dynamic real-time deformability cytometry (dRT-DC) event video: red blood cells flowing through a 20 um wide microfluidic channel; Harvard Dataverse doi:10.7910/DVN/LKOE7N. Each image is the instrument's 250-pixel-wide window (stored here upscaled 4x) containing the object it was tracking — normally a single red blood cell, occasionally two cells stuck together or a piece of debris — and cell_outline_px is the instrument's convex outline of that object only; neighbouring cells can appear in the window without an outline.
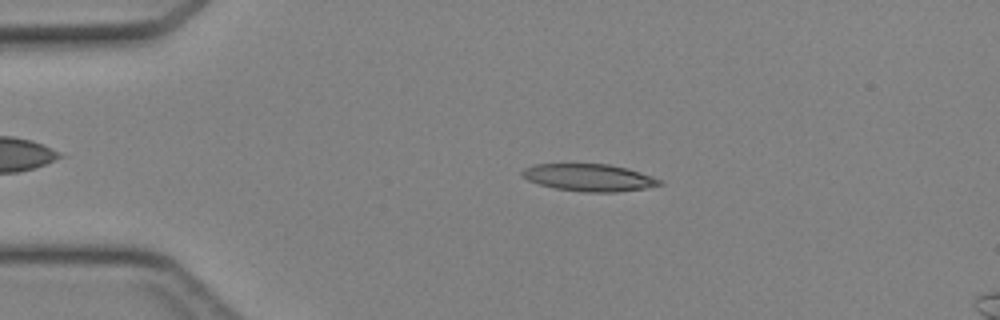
{"species": "Egyptian fruit bat (a non-hibernating species)", "species_latin": "Rousettus aegyptiacus", "temperature_condition": "cold", "stored_images_in_passage": 39, "camera_frame_rate_fps": 3000, "um_per_image_px": 0.085, "animal": {"sex": "female"}, "frame": {"image": 1, "passage_image": 9, "time_ms": 2.667, "image_size_px": [1000, 320], "cell_outline_px": [[664, 184], [644, 188], [616, 192], [584, 192], [556, 188], [540, 184], [528, 180], [520, 172], [524, 168], [536, 164], [608, 164], [628, 168], [664, 180]], "centroid_in_image_um": [50.12, 15.09], "position_along_channel_um": 34.9, "area_um2": 21.73}}
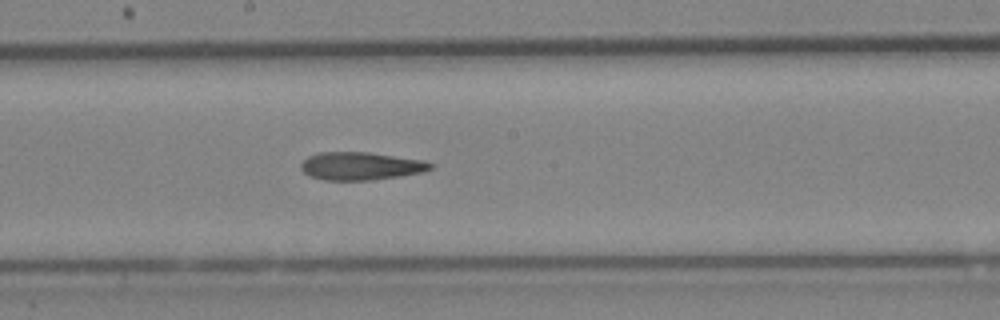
{"frame": {"image": 2, "passage_image": 24, "time_ms": 7.667, "image_size_px": [1000, 320], "cell_outline_px": [[436, 164], [432, 168], [424, 172], [400, 176], [372, 180], [324, 180], [308, 176], [300, 168], [300, 164], [308, 156], [320, 152], [368, 152], [424, 160]], "centroid_in_image_um": [30.68, 14.11], "position_along_channel_um": 217.5, "area_um2": 21.27}}
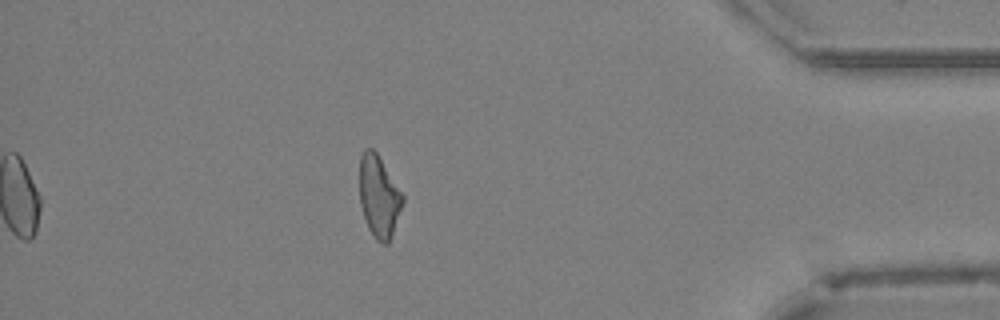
{"frame": {"image": 3, "passage_image": 39, "time_ms": 12.667, "image_size_px": [1000, 320], "cell_outline_px": [[404, 200], [388, 244], [384, 244], [376, 240], [372, 236], [368, 228], [360, 204], [360, 156], [364, 148], [372, 148], [376, 152], [404, 196]], "centroid_in_image_um": [32.19, 16.7], "position_along_channel_um": 403.0, "area_um2": 20.29}}